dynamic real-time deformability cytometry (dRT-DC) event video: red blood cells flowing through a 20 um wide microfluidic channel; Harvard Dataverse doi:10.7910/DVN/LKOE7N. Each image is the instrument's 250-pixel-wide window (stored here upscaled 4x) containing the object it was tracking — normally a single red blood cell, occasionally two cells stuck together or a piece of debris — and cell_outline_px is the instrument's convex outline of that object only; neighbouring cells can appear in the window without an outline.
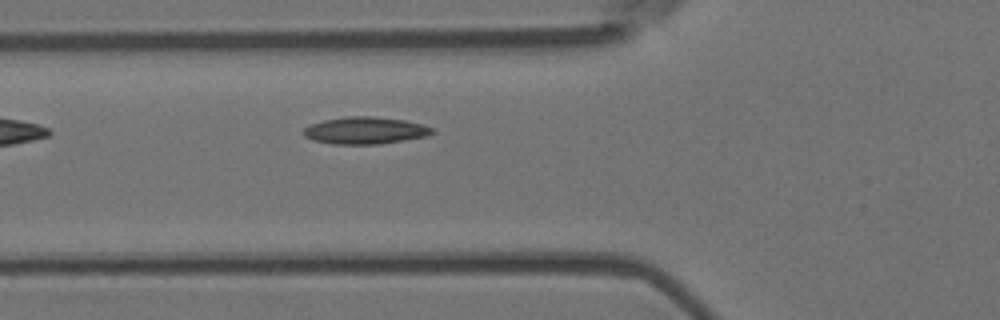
{"species": "Egyptian fruit bat (a non-hibernating species)", "species_latin": "Rousettus aegyptiacus", "temperature_condition": "room temperature", "stored_images_in_passage": 4, "camera_frame_rate_fps": 3000, "um_per_image_px": 0.085, "animal": {"sex": "female"}, "frame": {"image": 1, "passage_image": 4, "time_ms": 1.0, "image_size_px": [1000, 320], "cell_outline_px": [[436, 132], [424, 136], [404, 140], [380, 144], [332, 144], [312, 140], [304, 136], [300, 132], [304, 128], [312, 124], [324, 120], [348, 116], [372, 116], [404, 120], [424, 124], [432, 128]], "centroid_in_image_um": [31.01, 11.09], "position_along_channel_um": 94.8, "area_um2": 20.35}}